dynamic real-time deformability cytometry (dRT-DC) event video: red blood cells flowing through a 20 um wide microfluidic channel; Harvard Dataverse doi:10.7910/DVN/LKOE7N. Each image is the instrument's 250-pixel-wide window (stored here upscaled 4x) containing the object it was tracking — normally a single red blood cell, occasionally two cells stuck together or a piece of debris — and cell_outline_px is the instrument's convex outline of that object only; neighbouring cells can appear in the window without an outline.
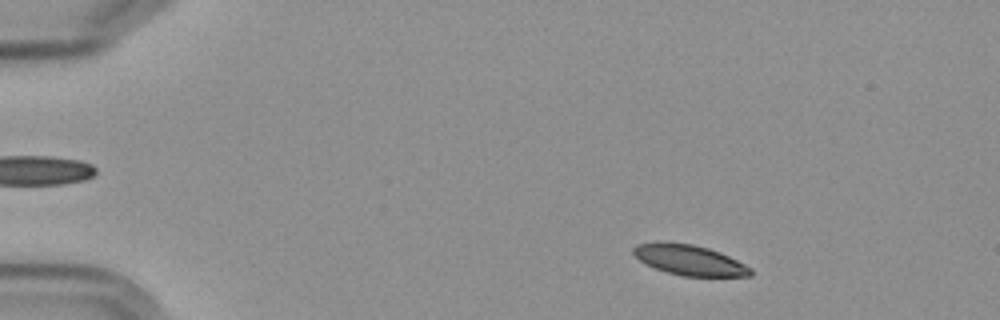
{"species": "Egyptian fruit bat (a non-hibernating species)", "species_latin": "Rousettus aegyptiacus", "temperature_condition": "cold", "stored_images_in_passage": 5, "camera_frame_rate_fps": 3000, "um_per_image_px": 0.085, "frame": {"image": 1, "passage_image": 1, "time_ms": 0.0, "image_size_px": [1000, 320], "cell_outline_px": [[752, 276], [684, 276], [668, 272], [644, 264], [632, 252], [632, 248], [636, 244], [656, 240], [668, 240], [692, 244], [708, 248], [720, 252], [752, 268]], "centroid_in_image_um": [58.54, 22.06], "position_along_channel_um": 26.5, "area_um2": 21.04}}
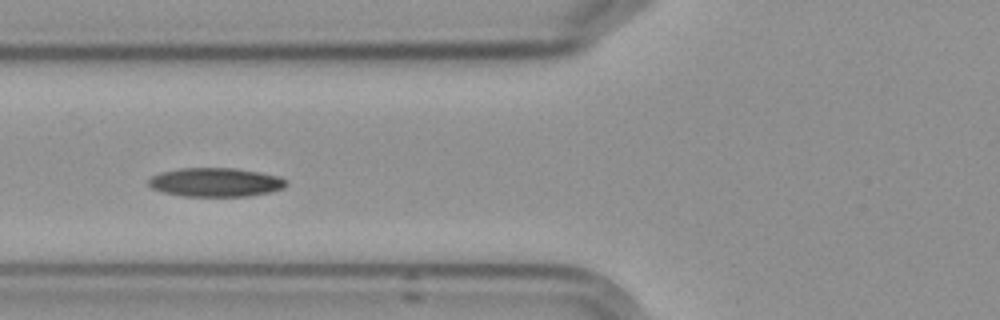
{"frame": {"image": 2, "passage_image": 5, "time_ms": 4.667, "image_size_px": [1000, 320], "cell_outline_px": [[288, 184], [284, 188], [272, 192], [248, 196], [184, 196], [164, 192], [152, 188], [148, 184], [148, 180], [152, 176], [160, 172], [180, 168], [236, 168], [260, 172], [276, 176], [284, 180]], "centroid_in_image_um": [18.32, 15.49], "position_along_channel_um": 107.5, "area_um2": 23.12}}